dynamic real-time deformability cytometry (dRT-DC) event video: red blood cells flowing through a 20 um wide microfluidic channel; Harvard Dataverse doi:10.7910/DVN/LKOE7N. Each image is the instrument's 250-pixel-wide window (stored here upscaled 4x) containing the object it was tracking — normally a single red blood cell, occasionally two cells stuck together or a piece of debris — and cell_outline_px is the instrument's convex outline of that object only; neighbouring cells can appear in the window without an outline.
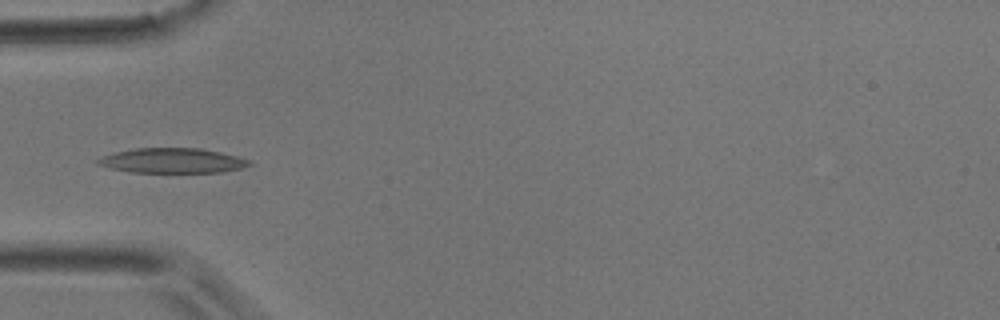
{"species": "common noctule bat (a hibernating species)", "species_latin": "Nyctalus noctula", "temperature_condition": "room temperature", "stored_images_in_passage": 3, "camera_frame_rate_fps": 3000, "um_per_image_px": 0.085, "animal": {"sex": "male", "body_mass_g": 17.9}, "frame": {"image": 1, "passage_image": 3, "time_ms": 0.667, "image_size_px": [1000, 320], "cell_outline_px": [[252, 164], [240, 168], [220, 172], [128, 172], [96, 164], [96, 160], [104, 156], [116, 152], [136, 148], [200, 148], [220, 152], [252, 160]], "centroid_in_image_um": [14.66, 13.65], "position_along_channel_um": 70.3, "area_um2": 21.79}}